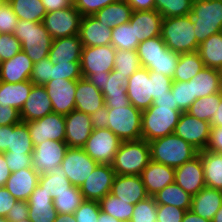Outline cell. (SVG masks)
Returning a JSON list of instances; mask_svg holds the SVG:
<instances>
[{"mask_svg": "<svg viewBox=\"0 0 222 222\" xmlns=\"http://www.w3.org/2000/svg\"><path fill=\"white\" fill-rule=\"evenodd\" d=\"M149 145L151 160L173 168L181 166L199 154V150L174 133L154 139Z\"/></svg>", "mask_w": 222, "mask_h": 222, "instance_id": "cell-1", "label": "cell"}, {"mask_svg": "<svg viewBox=\"0 0 222 222\" xmlns=\"http://www.w3.org/2000/svg\"><path fill=\"white\" fill-rule=\"evenodd\" d=\"M160 36L166 46L179 54L196 52L200 45L191 15L163 18Z\"/></svg>", "mask_w": 222, "mask_h": 222, "instance_id": "cell-2", "label": "cell"}, {"mask_svg": "<svg viewBox=\"0 0 222 222\" xmlns=\"http://www.w3.org/2000/svg\"><path fill=\"white\" fill-rule=\"evenodd\" d=\"M13 35L20 41L21 50L34 64L48 57L53 38L48 34L43 22L18 20Z\"/></svg>", "mask_w": 222, "mask_h": 222, "instance_id": "cell-3", "label": "cell"}, {"mask_svg": "<svg viewBox=\"0 0 222 222\" xmlns=\"http://www.w3.org/2000/svg\"><path fill=\"white\" fill-rule=\"evenodd\" d=\"M151 160L150 145L144 139L122 141L111 164L116 175H138Z\"/></svg>", "mask_w": 222, "mask_h": 222, "instance_id": "cell-4", "label": "cell"}, {"mask_svg": "<svg viewBox=\"0 0 222 222\" xmlns=\"http://www.w3.org/2000/svg\"><path fill=\"white\" fill-rule=\"evenodd\" d=\"M182 112L173 107L151 105L142 111V139L150 142L154 139L174 133Z\"/></svg>", "mask_w": 222, "mask_h": 222, "instance_id": "cell-5", "label": "cell"}, {"mask_svg": "<svg viewBox=\"0 0 222 222\" xmlns=\"http://www.w3.org/2000/svg\"><path fill=\"white\" fill-rule=\"evenodd\" d=\"M190 15L199 44L222 31V0H194Z\"/></svg>", "mask_w": 222, "mask_h": 222, "instance_id": "cell-6", "label": "cell"}, {"mask_svg": "<svg viewBox=\"0 0 222 222\" xmlns=\"http://www.w3.org/2000/svg\"><path fill=\"white\" fill-rule=\"evenodd\" d=\"M142 111L132 104L126 107L108 108V126L121 141L142 139Z\"/></svg>", "mask_w": 222, "mask_h": 222, "instance_id": "cell-7", "label": "cell"}, {"mask_svg": "<svg viewBox=\"0 0 222 222\" xmlns=\"http://www.w3.org/2000/svg\"><path fill=\"white\" fill-rule=\"evenodd\" d=\"M121 142L108 128L93 129L82 149L98 164L111 165Z\"/></svg>", "mask_w": 222, "mask_h": 222, "instance_id": "cell-8", "label": "cell"}, {"mask_svg": "<svg viewBox=\"0 0 222 222\" xmlns=\"http://www.w3.org/2000/svg\"><path fill=\"white\" fill-rule=\"evenodd\" d=\"M82 15L73 6L46 13L43 24L53 38H62L79 34Z\"/></svg>", "mask_w": 222, "mask_h": 222, "instance_id": "cell-9", "label": "cell"}, {"mask_svg": "<svg viewBox=\"0 0 222 222\" xmlns=\"http://www.w3.org/2000/svg\"><path fill=\"white\" fill-rule=\"evenodd\" d=\"M116 49L110 44L107 46L83 47L81 54V74L87 78L90 74H103L114 69Z\"/></svg>", "mask_w": 222, "mask_h": 222, "instance_id": "cell-10", "label": "cell"}, {"mask_svg": "<svg viewBox=\"0 0 222 222\" xmlns=\"http://www.w3.org/2000/svg\"><path fill=\"white\" fill-rule=\"evenodd\" d=\"M26 123L34 146L46 140L65 141V115L52 112Z\"/></svg>", "mask_w": 222, "mask_h": 222, "instance_id": "cell-11", "label": "cell"}, {"mask_svg": "<svg viewBox=\"0 0 222 222\" xmlns=\"http://www.w3.org/2000/svg\"><path fill=\"white\" fill-rule=\"evenodd\" d=\"M97 165L98 163L82 148H68L60 166L70 183L80 187Z\"/></svg>", "mask_w": 222, "mask_h": 222, "instance_id": "cell-12", "label": "cell"}, {"mask_svg": "<svg viewBox=\"0 0 222 222\" xmlns=\"http://www.w3.org/2000/svg\"><path fill=\"white\" fill-rule=\"evenodd\" d=\"M210 122H206L182 112L174 134L193 145L197 150H205L210 138Z\"/></svg>", "mask_w": 222, "mask_h": 222, "instance_id": "cell-13", "label": "cell"}, {"mask_svg": "<svg viewBox=\"0 0 222 222\" xmlns=\"http://www.w3.org/2000/svg\"><path fill=\"white\" fill-rule=\"evenodd\" d=\"M65 141L46 140L36 146L32 153V167L40 175L60 166L68 149Z\"/></svg>", "mask_w": 222, "mask_h": 222, "instance_id": "cell-14", "label": "cell"}, {"mask_svg": "<svg viewBox=\"0 0 222 222\" xmlns=\"http://www.w3.org/2000/svg\"><path fill=\"white\" fill-rule=\"evenodd\" d=\"M115 171L109 164H98L79 187L85 200L100 201L110 193Z\"/></svg>", "mask_w": 222, "mask_h": 222, "instance_id": "cell-15", "label": "cell"}, {"mask_svg": "<svg viewBox=\"0 0 222 222\" xmlns=\"http://www.w3.org/2000/svg\"><path fill=\"white\" fill-rule=\"evenodd\" d=\"M127 96L130 103L140 111L147 110L153 104L152 80L149 70L141 67L128 79L126 84Z\"/></svg>", "mask_w": 222, "mask_h": 222, "instance_id": "cell-16", "label": "cell"}, {"mask_svg": "<svg viewBox=\"0 0 222 222\" xmlns=\"http://www.w3.org/2000/svg\"><path fill=\"white\" fill-rule=\"evenodd\" d=\"M53 112L67 115L75 109L76 80L52 79L44 84Z\"/></svg>", "mask_w": 222, "mask_h": 222, "instance_id": "cell-17", "label": "cell"}, {"mask_svg": "<svg viewBox=\"0 0 222 222\" xmlns=\"http://www.w3.org/2000/svg\"><path fill=\"white\" fill-rule=\"evenodd\" d=\"M92 131L90 115L76 109L65 115V142L69 148H82Z\"/></svg>", "mask_w": 222, "mask_h": 222, "instance_id": "cell-18", "label": "cell"}, {"mask_svg": "<svg viewBox=\"0 0 222 222\" xmlns=\"http://www.w3.org/2000/svg\"><path fill=\"white\" fill-rule=\"evenodd\" d=\"M175 183L191 196L206 186L200 154L175 168Z\"/></svg>", "mask_w": 222, "mask_h": 222, "instance_id": "cell-19", "label": "cell"}, {"mask_svg": "<svg viewBox=\"0 0 222 222\" xmlns=\"http://www.w3.org/2000/svg\"><path fill=\"white\" fill-rule=\"evenodd\" d=\"M110 193L133 205L149 197L138 175H115Z\"/></svg>", "mask_w": 222, "mask_h": 222, "instance_id": "cell-20", "label": "cell"}, {"mask_svg": "<svg viewBox=\"0 0 222 222\" xmlns=\"http://www.w3.org/2000/svg\"><path fill=\"white\" fill-rule=\"evenodd\" d=\"M52 112V103L45 86L34 84L20 111L21 121L37 120Z\"/></svg>", "mask_w": 222, "mask_h": 222, "instance_id": "cell-21", "label": "cell"}, {"mask_svg": "<svg viewBox=\"0 0 222 222\" xmlns=\"http://www.w3.org/2000/svg\"><path fill=\"white\" fill-rule=\"evenodd\" d=\"M140 176L147 194L154 196L164 187L175 182V168L150 160Z\"/></svg>", "mask_w": 222, "mask_h": 222, "instance_id": "cell-22", "label": "cell"}, {"mask_svg": "<svg viewBox=\"0 0 222 222\" xmlns=\"http://www.w3.org/2000/svg\"><path fill=\"white\" fill-rule=\"evenodd\" d=\"M78 35L83 47L107 46L111 44L112 29L94 16H82Z\"/></svg>", "mask_w": 222, "mask_h": 222, "instance_id": "cell-23", "label": "cell"}, {"mask_svg": "<svg viewBox=\"0 0 222 222\" xmlns=\"http://www.w3.org/2000/svg\"><path fill=\"white\" fill-rule=\"evenodd\" d=\"M163 17L154 10L133 11L130 25L134 27L135 37L139 43L160 36Z\"/></svg>", "mask_w": 222, "mask_h": 222, "instance_id": "cell-24", "label": "cell"}, {"mask_svg": "<svg viewBox=\"0 0 222 222\" xmlns=\"http://www.w3.org/2000/svg\"><path fill=\"white\" fill-rule=\"evenodd\" d=\"M39 177L33 167L23 168L11 173L4 187L17 201H27L38 185Z\"/></svg>", "mask_w": 222, "mask_h": 222, "instance_id": "cell-25", "label": "cell"}, {"mask_svg": "<svg viewBox=\"0 0 222 222\" xmlns=\"http://www.w3.org/2000/svg\"><path fill=\"white\" fill-rule=\"evenodd\" d=\"M33 61L22 50L12 58L0 62V81L18 83L30 80Z\"/></svg>", "mask_w": 222, "mask_h": 222, "instance_id": "cell-26", "label": "cell"}, {"mask_svg": "<svg viewBox=\"0 0 222 222\" xmlns=\"http://www.w3.org/2000/svg\"><path fill=\"white\" fill-rule=\"evenodd\" d=\"M105 105L102 92L87 78L76 80L75 109L88 115Z\"/></svg>", "mask_w": 222, "mask_h": 222, "instance_id": "cell-27", "label": "cell"}, {"mask_svg": "<svg viewBox=\"0 0 222 222\" xmlns=\"http://www.w3.org/2000/svg\"><path fill=\"white\" fill-rule=\"evenodd\" d=\"M83 45L79 35L53 39L49 59L56 63L80 62Z\"/></svg>", "mask_w": 222, "mask_h": 222, "instance_id": "cell-28", "label": "cell"}, {"mask_svg": "<svg viewBox=\"0 0 222 222\" xmlns=\"http://www.w3.org/2000/svg\"><path fill=\"white\" fill-rule=\"evenodd\" d=\"M29 205L28 218L32 222H54L57 216V210L54 208L51 194H48L39 185L35 187L27 200Z\"/></svg>", "mask_w": 222, "mask_h": 222, "instance_id": "cell-29", "label": "cell"}, {"mask_svg": "<svg viewBox=\"0 0 222 222\" xmlns=\"http://www.w3.org/2000/svg\"><path fill=\"white\" fill-rule=\"evenodd\" d=\"M221 206L222 191L205 186L198 194L192 196L190 210L196 215L212 221Z\"/></svg>", "mask_w": 222, "mask_h": 222, "instance_id": "cell-30", "label": "cell"}, {"mask_svg": "<svg viewBox=\"0 0 222 222\" xmlns=\"http://www.w3.org/2000/svg\"><path fill=\"white\" fill-rule=\"evenodd\" d=\"M193 96L196 99L222 91V72L221 70L203 67L192 78Z\"/></svg>", "mask_w": 222, "mask_h": 222, "instance_id": "cell-31", "label": "cell"}, {"mask_svg": "<svg viewBox=\"0 0 222 222\" xmlns=\"http://www.w3.org/2000/svg\"><path fill=\"white\" fill-rule=\"evenodd\" d=\"M132 12V7L125 0H118L100 9L93 16L112 29L129 22Z\"/></svg>", "mask_w": 222, "mask_h": 222, "instance_id": "cell-32", "label": "cell"}, {"mask_svg": "<svg viewBox=\"0 0 222 222\" xmlns=\"http://www.w3.org/2000/svg\"><path fill=\"white\" fill-rule=\"evenodd\" d=\"M206 187L222 191V154L209 150L199 151Z\"/></svg>", "mask_w": 222, "mask_h": 222, "instance_id": "cell-33", "label": "cell"}, {"mask_svg": "<svg viewBox=\"0 0 222 222\" xmlns=\"http://www.w3.org/2000/svg\"><path fill=\"white\" fill-rule=\"evenodd\" d=\"M33 86L30 80L18 83L0 81V102L21 111Z\"/></svg>", "mask_w": 222, "mask_h": 222, "instance_id": "cell-34", "label": "cell"}, {"mask_svg": "<svg viewBox=\"0 0 222 222\" xmlns=\"http://www.w3.org/2000/svg\"><path fill=\"white\" fill-rule=\"evenodd\" d=\"M197 52L205 67L222 70V31L203 41Z\"/></svg>", "mask_w": 222, "mask_h": 222, "instance_id": "cell-35", "label": "cell"}, {"mask_svg": "<svg viewBox=\"0 0 222 222\" xmlns=\"http://www.w3.org/2000/svg\"><path fill=\"white\" fill-rule=\"evenodd\" d=\"M157 205H172L186 211L190 210L192 196L175 182L164 187L153 196Z\"/></svg>", "mask_w": 222, "mask_h": 222, "instance_id": "cell-36", "label": "cell"}, {"mask_svg": "<svg viewBox=\"0 0 222 222\" xmlns=\"http://www.w3.org/2000/svg\"><path fill=\"white\" fill-rule=\"evenodd\" d=\"M38 185L51 194L52 199L58 197V194L62 192L69 191L73 186L61 166L54 167L49 173L40 175Z\"/></svg>", "mask_w": 222, "mask_h": 222, "instance_id": "cell-37", "label": "cell"}, {"mask_svg": "<svg viewBox=\"0 0 222 222\" xmlns=\"http://www.w3.org/2000/svg\"><path fill=\"white\" fill-rule=\"evenodd\" d=\"M204 67L199 53L190 52L179 55V60L174 71L173 81L187 82L191 80Z\"/></svg>", "mask_w": 222, "mask_h": 222, "instance_id": "cell-38", "label": "cell"}, {"mask_svg": "<svg viewBox=\"0 0 222 222\" xmlns=\"http://www.w3.org/2000/svg\"><path fill=\"white\" fill-rule=\"evenodd\" d=\"M8 2L19 20L40 23L47 13L41 0H9Z\"/></svg>", "mask_w": 222, "mask_h": 222, "instance_id": "cell-39", "label": "cell"}, {"mask_svg": "<svg viewBox=\"0 0 222 222\" xmlns=\"http://www.w3.org/2000/svg\"><path fill=\"white\" fill-rule=\"evenodd\" d=\"M168 49L169 48L166 46L161 36H156L140 42L137 48V54L140 59L141 66L148 69Z\"/></svg>", "mask_w": 222, "mask_h": 222, "instance_id": "cell-40", "label": "cell"}, {"mask_svg": "<svg viewBox=\"0 0 222 222\" xmlns=\"http://www.w3.org/2000/svg\"><path fill=\"white\" fill-rule=\"evenodd\" d=\"M30 132L26 122L10 125V139L7 152L4 153H33Z\"/></svg>", "mask_w": 222, "mask_h": 222, "instance_id": "cell-41", "label": "cell"}, {"mask_svg": "<svg viewBox=\"0 0 222 222\" xmlns=\"http://www.w3.org/2000/svg\"><path fill=\"white\" fill-rule=\"evenodd\" d=\"M99 203L101 211L108 215H111L121 222L130 221L135 206L133 204L126 203V201L115 197L111 193L102 198Z\"/></svg>", "mask_w": 222, "mask_h": 222, "instance_id": "cell-42", "label": "cell"}, {"mask_svg": "<svg viewBox=\"0 0 222 222\" xmlns=\"http://www.w3.org/2000/svg\"><path fill=\"white\" fill-rule=\"evenodd\" d=\"M221 97L222 91L198 98L191 104L187 113H189L191 116L197 117L200 120L210 122L213 115L217 111Z\"/></svg>", "mask_w": 222, "mask_h": 222, "instance_id": "cell-43", "label": "cell"}, {"mask_svg": "<svg viewBox=\"0 0 222 222\" xmlns=\"http://www.w3.org/2000/svg\"><path fill=\"white\" fill-rule=\"evenodd\" d=\"M84 201L80 188L72 186L69 191L58 194V197L53 199V204L58 214H74Z\"/></svg>", "mask_w": 222, "mask_h": 222, "instance_id": "cell-44", "label": "cell"}, {"mask_svg": "<svg viewBox=\"0 0 222 222\" xmlns=\"http://www.w3.org/2000/svg\"><path fill=\"white\" fill-rule=\"evenodd\" d=\"M111 45L117 50H137L139 41L129 22L112 28Z\"/></svg>", "mask_w": 222, "mask_h": 222, "instance_id": "cell-45", "label": "cell"}, {"mask_svg": "<svg viewBox=\"0 0 222 222\" xmlns=\"http://www.w3.org/2000/svg\"><path fill=\"white\" fill-rule=\"evenodd\" d=\"M141 67L142 66L137 54V50H116L114 58V70L118 71L121 76L124 75L128 79Z\"/></svg>", "mask_w": 222, "mask_h": 222, "instance_id": "cell-46", "label": "cell"}, {"mask_svg": "<svg viewBox=\"0 0 222 222\" xmlns=\"http://www.w3.org/2000/svg\"><path fill=\"white\" fill-rule=\"evenodd\" d=\"M194 0H155V10L163 18L189 15Z\"/></svg>", "mask_w": 222, "mask_h": 222, "instance_id": "cell-47", "label": "cell"}, {"mask_svg": "<svg viewBox=\"0 0 222 222\" xmlns=\"http://www.w3.org/2000/svg\"><path fill=\"white\" fill-rule=\"evenodd\" d=\"M171 92L174 95L175 103L178 105V110L181 112H187L196 100V96H193L192 79L187 82L173 81Z\"/></svg>", "mask_w": 222, "mask_h": 222, "instance_id": "cell-48", "label": "cell"}, {"mask_svg": "<svg viewBox=\"0 0 222 222\" xmlns=\"http://www.w3.org/2000/svg\"><path fill=\"white\" fill-rule=\"evenodd\" d=\"M129 222H157V204L153 196H149L135 204Z\"/></svg>", "mask_w": 222, "mask_h": 222, "instance_id": "cell-49", "label": "cell"}, {"mask_svg": "<svg viewBox=\"0 0 222 222\" xmlns=\"http://www.w3.org/2000/svg\"><path fill=\"white\" fill-rule=\"evenodd\" d=\"M179 55V53L168 49L154 64L148 68V70L156 73H162L169 78H173L174 71L179 60Z\"/></svg>", "mask_w": 222, "mask_h": 222, "instance_id": "cell-50", "label": "cell"}, {"mask_svg": "<svg viewBox=\"0 0 222 222\" xmlns=\"http://www.w3.org/2000/svg\"><path fill=\"white\" fill-rule=\"evenodd\" d=\"M53 64L49 57L41 59L32 68L30 81L35 85H44L52 80Z\"/></svg>", "mask_w": 222, "mask_h": 222, "instance_id": "cell-51", "label": "cell"}, {"mask_svg": "<svg viewBox=\"0 0 222 222\" xmlns=\"http://www.w3.org/2000/svg\"><path fill=\"white\" fill-rule=\"evenodd\" d=\"M78 80L82 78L80 62L56 63L53 65L52 79Z\"/></svg>", "mask_w": 222, "mask_h": 222, "instance_id": "cell-52", "label": "cell"}, {"mask_svg": "<svg viewBox=\"0 0 222 222\" xmlns=\"http://www.w3.org/2000/svg\"><path fill=\"white\" fill-rule=\"evenodd\" d=\"M100 211L98 201L85 200L73 215L77 222H98Z\"/></svg>", "mask_w": 222, "mask_h": 222, "instance_id": "cell-53", "label": "cell"}, {"mask_svg": "<svg viewBox=\"0 0 222 222\" xmlns=\"http://www.w3.org/2000/svg\"><path fill=\"white\" fill-rule=\"evenodd\" d=\"M18 20L8 1L0 4V34H13Z\"/></svg>", "mask_w": 222, "mask_h": 222, "instance_id": "cell-54", "label": "cell"}, {"mask_svg": "<svg viewBox=\"0 0 222 222\" xmlns=\"http://www.w3.org/2000/svg\"><path fill=\"white\" fill-rule=\"evenodd\" d=\"M21 51V43L13 34H0V62L8 60Z\"/></svg>", "mask_w": 222, "mask_h": 222, "instance_id": "cell-55", "label": "cell"}, {"mask_svg": "<svg viewBox=\"0 0 222 222\" xmlns=\"http://www.w3.org/2000/svg\"><path fill=\"white\" fill-rule=\"evenodd\" d=\"M118 0H74L73 6L82 16H93L97 11Z\"/></svg>", "mask_w": 222, "mask_h": 222, "instance_id": "cell-56", "label": "cell"}, {"mask_svg": "<svg viewBox=\"0 0 222 222\" xmlns=\"http://www.w3.org/2000/svg\"><path fill=\"white\" fill-rule=\"evenodd\" d=\"M126 84L127 78L113 69L109 76H106L105 88L101 92L102 94L127 93Z\"/></svg>", "mask_w": 222, "mask_h": 222, "instance_id": "cell-57", "label": "cell"}, {"mask_svg": "<svg viewBox=\"0 0 222 222\" xmlns=\"http://www.w3.org/2000/svg\"><path fill=\"white\" fill-rule=\"evenodd\" d=\"M149 77L152 80V97H160L171 90L173 78H169L162 73L149 71Z\"/></svg>", "mask_w": 222, "mask_h": 222, "instance_id": "cell-58", "label": "cell"}, {"mask_svg": "<svg viewBox=\"0 0 222 222\" xmlns=\"http://www.w3.org/2000/svg\"><path fill=\"white\" fill-rule=\"evenodd\" d=\"M11 173L32 167V153H4Z\"/></svg>", "mask_w": 222, "mask_h": 222, "instance_id": "cell-59", "label": "cell"}, {"mask_svg": "<svg viewBox=\"0 0 222 222\" xmlns=\"http://www.w3.org/2000/svg\"><path fill=\"white\" fill-rule=\"evenodd\" d=\"M185 212L172 205H157V222H182Z\"/></svg>", "mask_w": 222, "mask_h": 222, "instance_id": "cell-60", "label": "cell"}, {"mask_svg": "<svg viewBox=\"0 0 222 222\" xmlns=\"http://www.w3.org/2000/svg\"><path fill=\"white\" fill-rule=\"evenodd\" d=\"M21 122L20 111L0 102V126L14 125Z\"/></svg>", "mask_w": 222, "mask_h": 222, "instance_id": "cell-61", "label": "cell"}, {"mask_svg": "<svg viewBox=\"0 0 222 222\" xmlns=\"http://www.w3.org/2000/svg\"><path fill=\"white\" fill-rule=\"evenodd\" d=\"M29 216V205L27 201H17L8 212L6 219L8 222L22 221Z\"/></svg>", "mask_w": 222, "mask_h": 222, "instance_id": "cell-62", "label": "cell"}, {"mask_svg": "<svg viewBox=\"0 0 222 222\" xmlns=\"http://www.w3.org/2000/svg\"><path fill=\"white\" fill-rule=\"evenodd\" d=\"M206 150L216 153L222 152V127L210 128V138Z\"/></svg>", "mask_w": 222, "mask_h": 222, "instance_id": "cell-63", "label": "cell"}, {"mask_svg": "<svg viewBox=\"0 0 222 222\" xmlns=\"http://www.w3.org/2000/svg\"><path fill=\"white\" fill-rule=\"evenodd\" d=\"M16 202L17 200L4 186L0 187V217L6 218L8 212Z\"/></svg>", "mask_w": 222, "mask_h": 222, "instance_id": "cell-64", "label": "cell"}, {"mask_svg": "<svg viewBox=\"0 0 222 222\" xmlns=\"http://www.w3.org/2000/svg\"><path fill=\"white\" fill-rule=\"evenodd\" d=\"M103 96L107 108L126 107L131 104L127 93L103 94Z\"/></svg>", "mask_w": 222, "mask_h": 222, "instance_id": "cell-65", "label": "cell"}, {"mask_svg": "<svg viewBox=\"0 0 222 222\" xmlns=\"http://www.w3.org/2000/svg\"><path fill=\"white\" fill-rule=\"evenodd\" d=\"M93 129H104L108 126V108L106 105L90 114Z\"/></svg>", "mask_w": 222, "mask_h": 222, "instance_id": "cell-66", "label": "cell"}, {"mask_svg": "<svg viewBox=\"0 0 222 222\" xmlns=\"http://www.w3.org/2000/svg\"><path fill=\"white\" fill-rule=\"evenodd\" d=\"M47 13L70 7L73 2L70 0H41Z\"/></svg>", "mask_w": 222, "mask_h": 222, "instance_id": "cell-67", "label": "cell"}, {"mask_svg": "<svg viewBox=\"0 0 222 222\" xmlns=\"http://www.w3.org/2000/svg\"><path fill=\"white\" fill-rule=\"evenodd\" d=\"M133 11H145L155 9V0H125Z\"/></svg>", "mask_w": 222, "mask_h": 222, "instance_id": "cell-68", "label": "cell"}, {"mask_svg": "<svg viewBox=\"0 0 222 222\" xmlns=\"http://www.w3.org/2000/svg\"><path fill=\"white\" fill-rule=\"evenodd\" d=\"M153 105L173 107V109L178 110V105L175 103L174 95L172 94L171 90L165 95L155 97L153 100Z\"/></svg>", "mask_w": 222, "mask_h": 222, "instance_id": "cell-69", "label": "cell"}, {"mask_svg": "<svg viewBox=\"0 0 222 222\" xmlns=\"http://www.w3.org/2000/svg\"><path fill=\"white\" fill-rule=\"evenodd\" d=\"M10 139V125L0 126V153L7 152Z\"/></svg>", "mask_w": 222, "mask_h": 222, "instance_id": "cell-70", "label": "cell"}, {"mask_svg": "<svg viewBox=\"0 0 222 222\" xmlns=\"http://www.w3.org/2000/svg\"><path fill=\"white\" fill-rule=\"evenodd\" d=\"M11 176V171L7 166L4 153H0V187L5 186L6 181Z\"/></svg>", "mask_w": 222, "mask_h": 222, "instance_id": "cell-71", "label": "cell"}, {"mask_svg": "<svg viewBox=\"0 0 222 222\" xmlns=\"http://www.w3.org/2000/svg\"><path fill=\"white\" fill-rule=\"evenodd\" d=\"M110 72H103V74H90L87 79L100 91L105 88L106 76H109Z\"/></svg>", "mask_w": 222, "mask_h": 222, "instance_id": "cell-72", "label": "cell"}, {"mask_svg": "<svg viewBox=\"0 0 222 222\" xmlns=\"http://www.w3.org/2000/svg\"><path fill=\"white\" fill-rule=\"evenodd\" d=\"M211 127H222V97L220 99L219 106L217 107V111L213 115L210 121Z\"/></svg>", "mask_w": 222, "mask_h": 222, "instance_id": "cell-73", "label": "cell"}, {"mask_svg": "<svg viewBox=\"0 0 222 222\" xmlns=\"http://www.w3.org/2000/svg\"><path fill=\"white\" fill-rule=\"evenodd\" d=\"M182 222H211V221L196 215L191 210H188L185 212Z\"/></svg>", "mask_w": 222, "mask_h": 222, "instance_id": "cell-74", "label": "cell"}, {"mask_svg": "<svg viewBox=\"0 0 222 222\" xmlns=\"http://www.w3.org/2000/svg\"><path fill=\"white\" fill-rule=\"evenodd\" d=\"M54 222H77L73 214H57Z\"/></svg>", "mask_w": 222, "mask_h": 222, "instance_id": "cell-75", "label": "cell"}, {"mask_svg": "<svg viewBox=\"0 0 222 222\" xmlns=\"http://www.w3.org/2000/svg\"><path fill=\"white\" fill-rule=\"evenodd\" d=\"M98 222H121V221L112 217L111 215L104 213L103 211H100Z\"/></svg>", "mask_w": 222, "mask_h": 222, "instance_id": "cell-76", "label": "cell"}, {"mask_svg": "<svg viewBox=\"0 0 222 222\" xmlns=\"http://www.w3.org/2000/svg\"><path fill=\"white\" fill-rule=\"evenodd\" d=\"M211 222H222V206L216 212L215 216L213 217Z\"/></svg>", "mask_w": 222, "mask_h": 222, "instance_id": "cell-77", "label": "cell"}, {"mask_svg": "<svg viewBox=\"0 0 222 222\" xmlns=\"http://www.w3.org/2000/svg\"><path fill=\"white\" fill-rule=\"evenodd\" d=\"M0 222H8V220L5 217H0Z\"/></svg>", "mask_w": 222, "mask_h": 222, "instance_id": "cell-78", "label": "cell"}, {"mask_svg": "<svg viewBox=\"0 0 222 222\" xmlns=\"http://www.w3.org/2000/svg\"><path fill=\"white\" fill-rule=\"evenodd\" d=\"M18 222H32V221L29 218H26V219H24L22 221H18Z\"/></svg>", "mask_w": 222, "mask_h": 222, "instance_id": "cell-79", "label": "cell"}, {"mask_svg": "<svg viewBox=\"0 0 222 222\" xmlns=\"http://www.w3.org/2000/svg\"><path fill=\"white\" fill-rule=\"evenodd\" d=\"M6 0H0V4L4 3Z\"/></svg>", "mask_w": 222, "mask_h": 222, "instance_id": "cell-80", "label": "cell"}]
</instances>
